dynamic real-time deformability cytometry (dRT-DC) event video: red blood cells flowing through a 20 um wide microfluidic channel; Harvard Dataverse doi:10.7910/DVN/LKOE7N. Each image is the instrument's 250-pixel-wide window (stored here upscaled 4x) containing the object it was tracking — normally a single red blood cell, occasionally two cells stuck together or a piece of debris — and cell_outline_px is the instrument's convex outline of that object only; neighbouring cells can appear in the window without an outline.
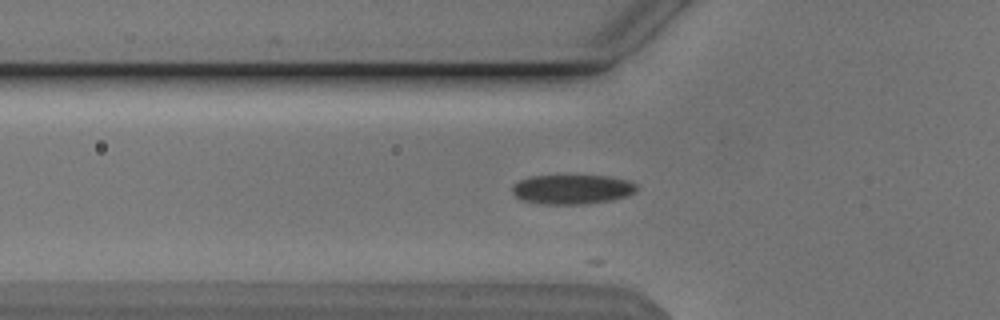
{"species": "Egyptian fruit bat (a non-hibernating species)", "species_latin": "Rousettus aegyptiacus", "temperature_condition": "cold", "stored_images_in_passage": 9, "camera_frame_rate_fps": 3000, "um_per_image_px": 0.085, "animal": {"sex": "male"}, "frame": {"image": 1, "passage_image": 6, "time_ms": 1.667, "image_size_px": [1000, 320], "cell_outline_px": [[636, 192], [628, 196], [612, 200], [584, 204], [544, 204], [524, 200], [516, 196], [512, 192], [512, 184], [528, 176], [608, 176], [628, 180], [636, 184]], "centroid_in_image_um": [48.64, 16.09], "position_along_channel_um": 77.2, "area_um2": 21.39}}